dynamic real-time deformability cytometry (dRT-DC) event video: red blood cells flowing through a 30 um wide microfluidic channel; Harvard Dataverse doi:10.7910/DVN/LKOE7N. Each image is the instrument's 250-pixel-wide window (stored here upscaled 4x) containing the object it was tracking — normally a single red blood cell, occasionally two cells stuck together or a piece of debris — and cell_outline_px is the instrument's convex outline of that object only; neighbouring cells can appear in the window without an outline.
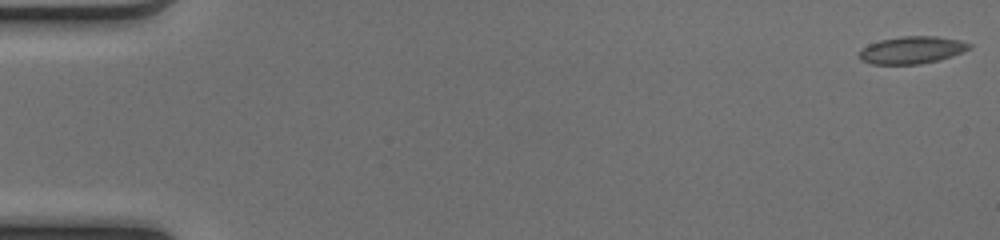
{"species": "common noctule bat (a hibernating species)", "species_latin": "Nyctalus noctula", "temperature_condition": "cold", "stored_images_in_passage": 45, "camera_frame_rate_fps": 3000, "um_per_image_px": 0.085, "animal": {"sex": "female", "body_mass_g": 17.0, "forearm_length_mm": 48.0}, "frame": {"image": 1, "passage_image": 1, "time_ms": 0.0, "image_size_px": [1000, 240], "cell_outline_px": [[964, 48], [956, 52], [932, 60], [912, 64], [880, 64], [868, 60], [860, 56], [860, 52], [872, 44], [888, 40], [948, 40], [964, 44]], "centroid_in_image_um": [77.3, 4.34], "position_along_channel_um": 7.7, "area_um2": 13.87}}
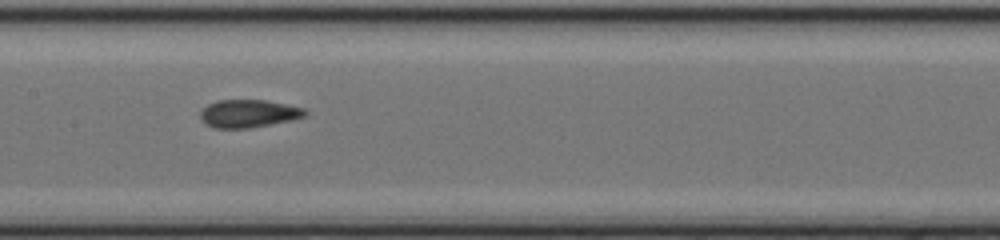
{"frame": {"image": 2, "passage_image": 26, "time_ms": 8.333, "image_size_px": [1000, 240], "cell_outline_px": [[304, 112], [300, 116], [264, 124], [236, 128], [224, 128], [208, 124], [204, 120], [204, 112], [212, 104], [224, 100], [260, 100], [296, 108]], "centroid_in_image_um": [21.03, 9.64], "position_along_channel_um": 186.4, "area_um2": 14.68}}
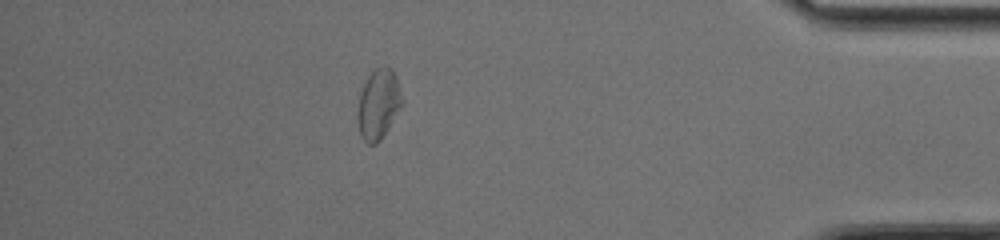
{"frame": {"image": 3, "passage_image": 45, "time_ms": 14.667, "image_size_px": [1000, 240], "cell_outline_px": [[396, 104], [380, 136], [372, 144], [360, 128], [360, 100], [364, 88], [368, 80], [372, 76], [392, 72]], "centroid_in_image_um": [32.03, 8.94], "position_along_channel_um": 403.2, "area_um2": 13.12}, "authors_computed_cell_mechanics": {"area_um2": 14.2766, "velocity_mm_per_s": 4.0925, "shape_relaxation_time_tau1_ms": 10.9159, "shape_relaxation_time_tau2_ms": 1.8726, "deformation_change_tau1": 0.2065, "deformation_change_tau2": 0.0767}}